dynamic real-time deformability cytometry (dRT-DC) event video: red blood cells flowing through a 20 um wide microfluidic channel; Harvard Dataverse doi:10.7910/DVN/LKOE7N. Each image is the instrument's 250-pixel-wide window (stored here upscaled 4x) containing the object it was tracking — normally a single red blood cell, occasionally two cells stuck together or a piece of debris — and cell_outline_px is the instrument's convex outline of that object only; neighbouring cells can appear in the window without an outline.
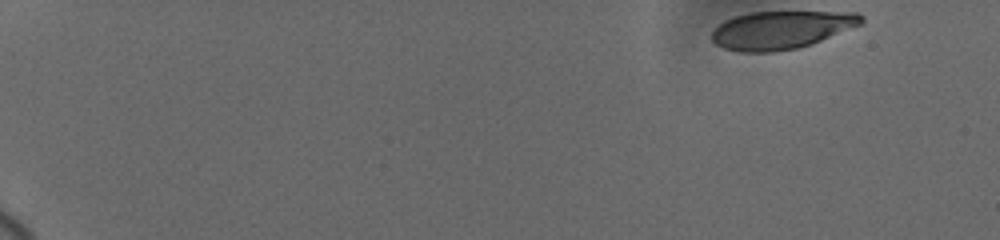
{"species": "human", "species_latin": "Homo sapiens", "temperature_condition": "cold", "stored_images_in_passage": 26, "camera_frame_rate_fps": 3000, "um_per_image_px": 0.085, "donor": {"sex": "female"}, "frame": {"image": 1, "passage_image": 1, "time_ms": 0.0, "image_size_px": [1000, 240], "cell_outline_px": [[864, 24], [820, 40], [796, 48], [772, 52], [740, 52], [724, 48], [716, 44], [712, 40], [712, 32], [724, 20], [748, 12], [856, 12], [864, 16]], "centroid_in_image_um": [66.42, 2.53], "position_along_channel_um": 18.6, "area_um2": 32.95}}
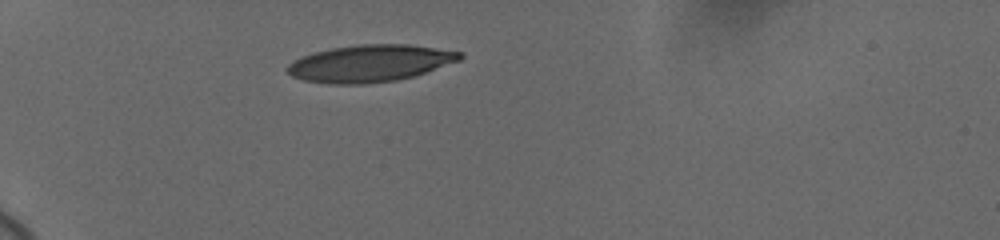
{"frame": {"image": 2, "passage_image": 22, "time_ms": 4.667, "image_size_px": [1000, 240], "cell_outline_px": [[464, 56], [460, 60], [416, 76], [396, 80], [364, 84], [328, 84], [304, 80], [292, 76], [284, 68], [288, 64], [300, 56], [332, 48], [356, 44], [408, 44], [464, 52]], "centroid_in_image_um": [31.46, 5.38], "position_along_channel_um": 53.5, "area_um2": 37.45}}